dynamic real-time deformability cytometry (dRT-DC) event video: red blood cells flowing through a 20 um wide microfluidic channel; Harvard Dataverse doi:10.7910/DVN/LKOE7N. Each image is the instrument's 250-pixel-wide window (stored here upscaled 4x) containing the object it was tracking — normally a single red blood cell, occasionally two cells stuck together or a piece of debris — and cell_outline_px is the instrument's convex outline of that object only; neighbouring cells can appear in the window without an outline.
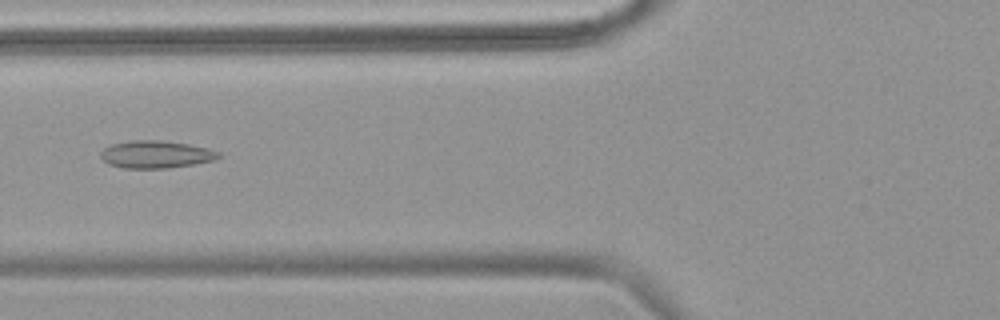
{"species": "common noctule bat (a hibernating species)", "species_latin": "Nyctalus noctula", "temperature_condition": "warm", "stored_images_in_passage": 53, "camera_frame_rate_fps": 3000, "um_per_image_px": 0.085, "animal": {"sex": "female", "body_mass_g": 18.4}, "frame": {"image": 1, "passage_image": 21, "time_ms": 6.667, "image_size_px": [1000, 320], "cell_outline_px": [[220, 156], [212, 160], [192, 164], [168, 168], [124, 168], [108, 164], [100, 156], [100, 152], [104, 148], [112, 144], [128, 140], [160, 140], [188, 144], [208, 148], [220, 152]], "centroid_in_image_um": [13.22, 13.11], "position_along_channel_um": 112.6, "area_um2": 18.79}}
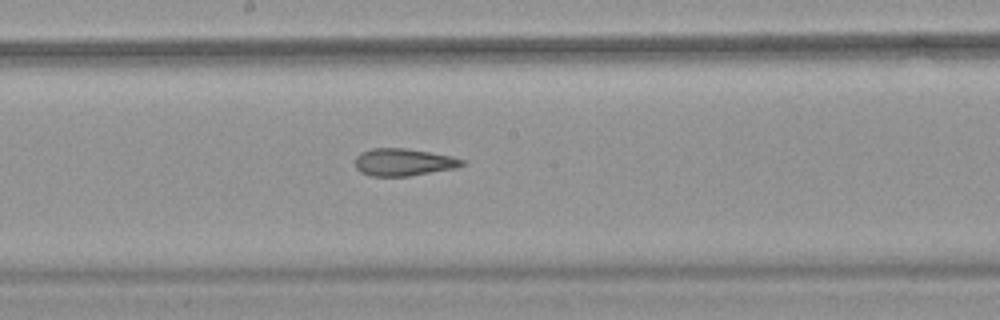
{"frame": {"image": 2, "passage_image": 29, "time_ms": 9.333, "image_size_px": [1000, 320], "cell_outline_px": [[464, 164], [456, 168], [408, 176], [372, 176], [360, 172], [356, 168], [356, 156], [360, 152], [372, 148], [404, 148], [452, 156], [464, 160]], "centroid_in_image_um": [34.27, 13.78], "position_along_channel_um": 213.9, "area_um2": 16.94}}
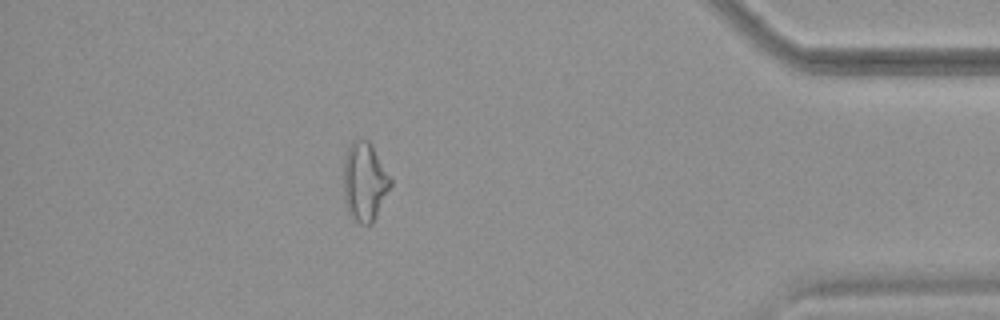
{"frame": {"image": 3, "passage_image": 47, "time_ms": 15.333, "image_size_px": [1000, 320], "cell_outline_px": [[392, 184], [372, 224], [360, 224], [352, 220], [344, 196], [344, 160], [348, 148], [352, 140], [368, 140], [372, 144], [392, 180]], "centroid_in_image_um": [31.0, 15.45], "position_along_channel_um": 404.2, "area_um2": 21.44}, "authors_computed_cell_mechanics": {"area_um2": 20.3456, "velocity_mm_per_s": 3.8117, "shape_relaxation_time_tau1_ms": null, "shape_relaxation_time_tau2_ms": 2.8103, "deformation_change_tau1": null, "deformation_change_tau2": 0.116}}